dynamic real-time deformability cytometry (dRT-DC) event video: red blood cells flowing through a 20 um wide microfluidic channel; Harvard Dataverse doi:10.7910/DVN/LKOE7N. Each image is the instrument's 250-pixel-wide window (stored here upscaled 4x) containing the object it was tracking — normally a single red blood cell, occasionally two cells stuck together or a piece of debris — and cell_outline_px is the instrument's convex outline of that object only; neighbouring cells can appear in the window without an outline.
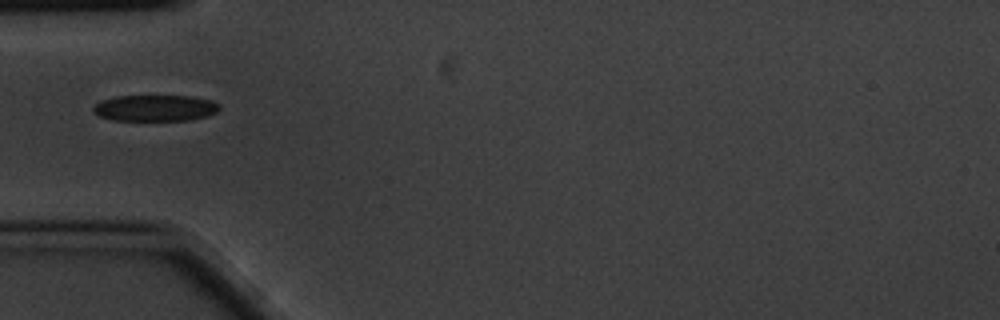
{"species": "common noctule bat (a hibernating species)", "species_latin": "Nyctalus noctula", "temperature_condition": "cold", "stored_images_in_passage": 3, "camera_frame_rate_fps": 3000, "um_per_image_px": 0.085, "animal": {"sex": "male", "body_mass_g": 20.1, "forearm_length_mm": 53.5}, "frame": {"image": 1, "passage_image": 1, "time_ms": 0.0, "image_size_px": [1000, 320], "cell_outline_px": [[220, 108], [216, 112], [208, 116], [188, 120], [112, 120], [100, 116], [92, 112], [92, 108], [100, 100], [116, 96], [192, 96], [212, 100], [220, 104]], "centroid_in_image_um": [13.19, 9.18], "position_along_channel_um": 71.8, "area_um2": 19.42}}